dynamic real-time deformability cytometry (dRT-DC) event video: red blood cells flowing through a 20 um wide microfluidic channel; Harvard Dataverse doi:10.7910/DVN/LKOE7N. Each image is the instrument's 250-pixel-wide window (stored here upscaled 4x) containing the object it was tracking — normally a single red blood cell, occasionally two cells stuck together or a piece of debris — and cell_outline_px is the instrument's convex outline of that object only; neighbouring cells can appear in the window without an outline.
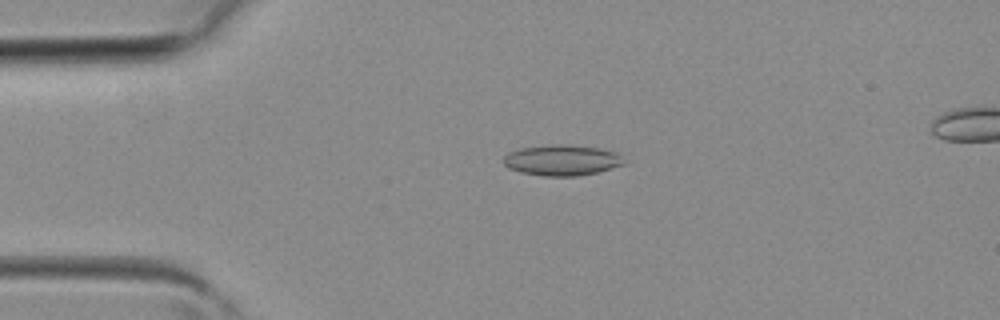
{"species": "common noctule bat (a hibernating species)", "species_latin": "Nyctalus noctula", "temperature_condition": "room temperature", "stored_images_in_passage": 3, "camera_frame_rate_fps": 3000, "um_per_image_px": 0.085, "animal": {"sex": "female", "body_mass_g": 19.3, "forearm_length_mm": 54.1}, "frame": {"image": 1, "passage_image": 1, "time_ms": 0.0, "image_size_px": [1000, 320], "cell_outline_px": [[628, 164], [596, 172], [576, 176], [544, 176], [520, 172], [508, 168], [504, 164], [504, 156], [508, 152], [520, 148], [552, 144], [572, 144], [600, 148], [616, 152]], "centroid_in_image_um": [47.77, 13.6], "position_along_channel_um": 37.2, "area_um2": 21.79}}